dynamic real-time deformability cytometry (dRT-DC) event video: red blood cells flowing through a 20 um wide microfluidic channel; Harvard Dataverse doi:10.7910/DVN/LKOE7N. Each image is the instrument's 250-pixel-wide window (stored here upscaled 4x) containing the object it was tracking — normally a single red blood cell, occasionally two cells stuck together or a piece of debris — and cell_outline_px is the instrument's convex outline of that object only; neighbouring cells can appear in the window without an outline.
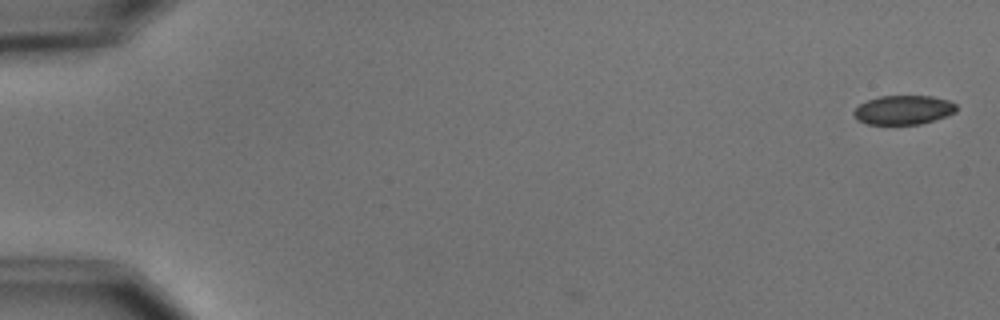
{"species": "common noctule bat (a hibernating species)", "species_latin": "Nyctalus noctula", "temperature_condition": "cold", "stored_images_in_passage": 2, "camera_frame_rate_fps": 3000, "um_per_image_px": 0.085, "animal": {"sex": "male", "body_mass_g": 15.6}, "frame": {"image": 1, "passage_image": 1, "time_ms": 0.0, "image_size_px": [1000, 320], "cell_outline_px": [[956, 112], [948, 116], [920, 124], [868, 124], [856, 120], [852, 112], [860, 104], [868, 100], [880, 96], [932, 96], [948, 100], [956, 104]], "centroid_in_image_um": [76.79, 9.35], "position_along_channel_um": 8.2, "area_um2": 17.46}}